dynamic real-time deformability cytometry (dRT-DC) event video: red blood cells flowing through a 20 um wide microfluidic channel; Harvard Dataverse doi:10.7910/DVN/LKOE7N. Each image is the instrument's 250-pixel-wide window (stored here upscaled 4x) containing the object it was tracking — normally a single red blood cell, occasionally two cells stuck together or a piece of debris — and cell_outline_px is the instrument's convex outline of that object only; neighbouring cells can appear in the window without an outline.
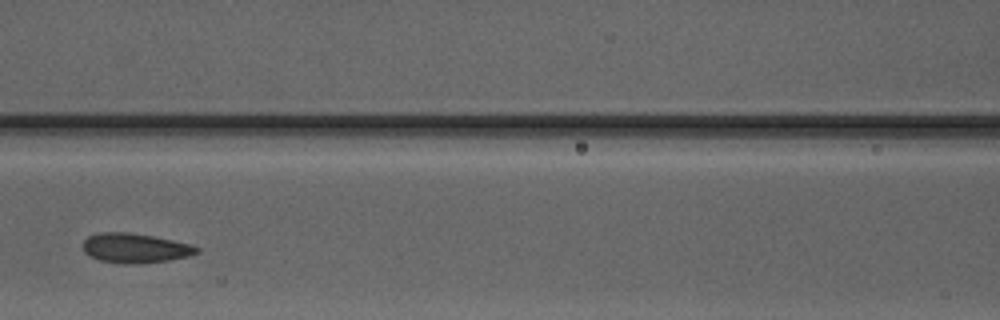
{"species": "Egyptian fruit bat (a non-hibernating species)", "species_latin": "Rousettus aegyptiacus", "temperature_condition": "warm", "stored_images_in_passage": 5, "camera_frame_rate_fps": 3000, "um_per_image_px": 0.085, "animal": {"sex": "male"}, "frame": {"image": 1, "passage_image": 4, "time_ms": 3.667, "image_size_px": [1000, 320], "cell_outline_px": [[200, 252], [188, 256], [168, 260], [140, 264], [124, 264], [100, 260], [84, 252], [84, 240], [88, 236], [100, 232], [128, 232], [152, 236], [192, 244], [200, 248]], "centroid_in_image_um": [11.51, 21.09], "position_along_channel_um": 155.1, "area_um2": 19.59}}
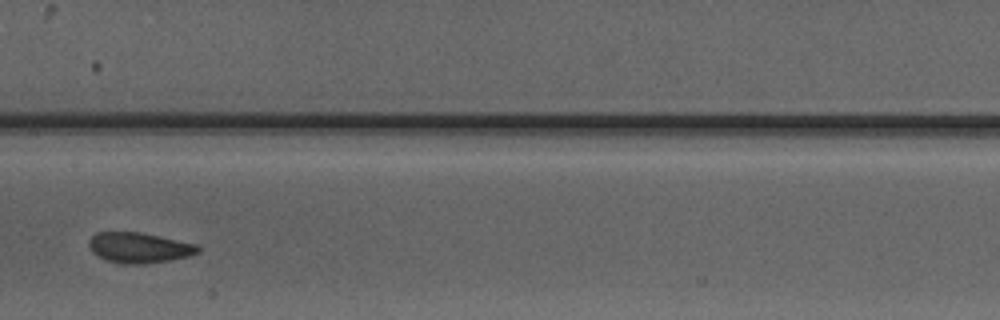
{"frame": {"image": 2, "passage_image": 5, "time_ms": 4.667, "image_size_px": [1000, 320], "cell_outline_px": [[200, 252], [188, 256], [168, 260], [144, 264], [124, 264], [104, 260], [96, 256], [92, 252], [88, 244], [88, 240], [96, 232], [140, 232], [160, 236], [196, 244], [200, 248]], "centroid_in_image_um": [11.78, 21.05], "position_along_channel_um": 195.6, "area_um2": 19.42}}